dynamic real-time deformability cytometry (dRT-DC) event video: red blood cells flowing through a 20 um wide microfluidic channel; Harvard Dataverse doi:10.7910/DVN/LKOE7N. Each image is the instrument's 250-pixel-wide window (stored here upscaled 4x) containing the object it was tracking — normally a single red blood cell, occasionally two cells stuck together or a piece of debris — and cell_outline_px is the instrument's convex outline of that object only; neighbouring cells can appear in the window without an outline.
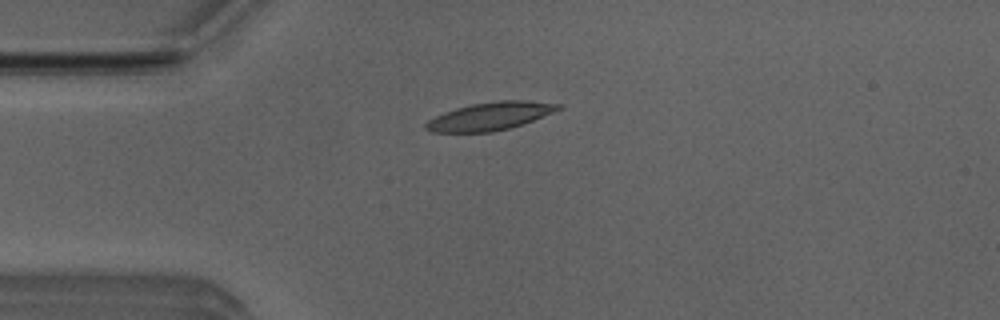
{"species": "Egyptian fruit bat (a non-hibernating species)", "species_latin": "Rousettus aegyptiacus", "temperature_condition": "room temperature", "stored_images_in_passage": 5, "camera_frame_rate_fps": 3000, "um_per_image_px": 0.085, "animal": {"sex": "male"}, "frame": {"image": 1, "passage_image": 4, "time_ms": 1.0, "image_size_px": [1000, 320], "cell_outline_px": [[564, 108], [524, 124], [492, 132], [432, 132], [424, 128], [424, 124], [428, 120], [444, 112], [456, 108], [472, 104], [500, 100], [524, 100], [564, 104]], "centroid_in_image_um": [41.71, 9.87], "position_along_channel_um": 43.3, "area_um2": 21.68}}